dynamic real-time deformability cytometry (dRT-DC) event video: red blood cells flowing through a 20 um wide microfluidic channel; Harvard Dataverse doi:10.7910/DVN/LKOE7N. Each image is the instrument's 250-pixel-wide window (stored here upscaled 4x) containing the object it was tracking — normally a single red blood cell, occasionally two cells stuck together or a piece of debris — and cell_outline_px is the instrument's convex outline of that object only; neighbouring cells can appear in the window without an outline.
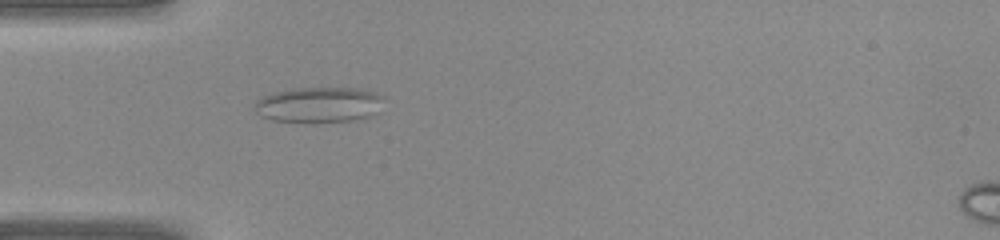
{"species": "common noctule bat (a hibernating species)", "species_latin": "Nyctalus noctula", "temperature_condition": "warm", "stored_images_in_passage": 29, "camera_frame_rate_fps": 3000, "um_per_image_px": 0.085, "animal": {"sex": "female", "body_mass_g": 22.0, "forearm_length_mm": 56.7}, "frame": {"image": 1, "passage_image": 1, "time_ms": 0.0, "image_size_px": [1000, 240], "cell_outline_px": [[384, 100], [376, 112], [368, 116], [356, 120], [312, 124], [308, 124], [272, 120], [260, 116], [256, 112], [252, 104], [260, 96], [276, 92], [296, 88], [360, 88], [384, 96]], "centroid_in_image_um": [27.05, 8.93], "position_along_channel_um": 58.0, "area_um2": 27.4}}
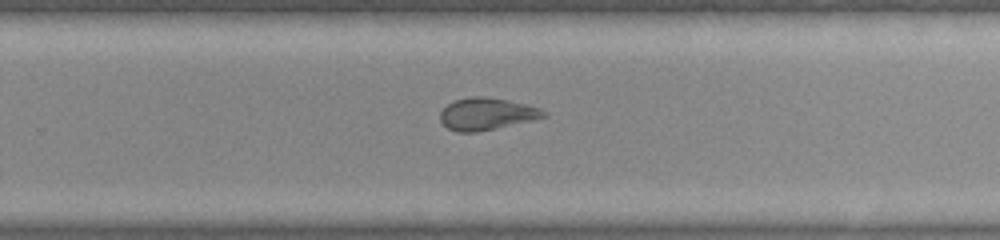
{"frame": {"image": 2, "passage_image": 15, "time_ms": 4.667, "image_size_px": [1000, 240], "cell_outline_px": [[548, 116], [532, 120], [496, 128], [476, 132], [456, 132], [448, 128], [440, 120], [440, 112], [448, 104], [456, 100], [468, 96], [484, 96], [524, 104], [540, 108], [548, 112]], "centroid_in_image_um": [41.36, 9.68], "position_along_channel_um": 288.4, "area_um2": 19.19}}
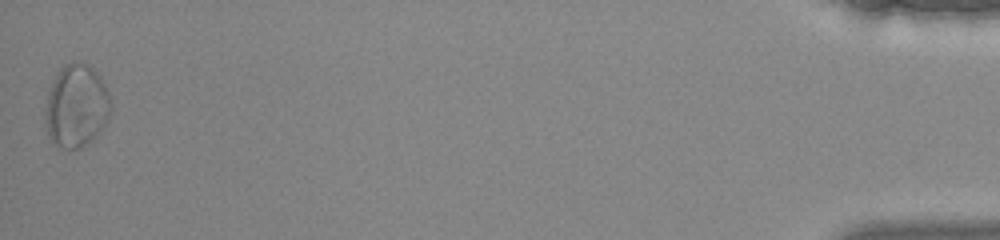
{"frame": {"image": 3, "passage_image": 29, "time_ms": 9.333, "image_size_px": [1000, 240], "cell_outline_px": [[112, 108], [104, 124], [96, 136], [80, 148], [64, 148], [52, 144], [48, 136], [44, 124], [48, 92], [52, 80], [60, 68], [64, 64], [72, 60], [80, 60], [88, 64], [100, 76], [108, 92], [112, 104]], "centroid_in_image_um": [6.47, 8.98], "position_along_channel_um": 428.7, "area_um2": 32.02}}